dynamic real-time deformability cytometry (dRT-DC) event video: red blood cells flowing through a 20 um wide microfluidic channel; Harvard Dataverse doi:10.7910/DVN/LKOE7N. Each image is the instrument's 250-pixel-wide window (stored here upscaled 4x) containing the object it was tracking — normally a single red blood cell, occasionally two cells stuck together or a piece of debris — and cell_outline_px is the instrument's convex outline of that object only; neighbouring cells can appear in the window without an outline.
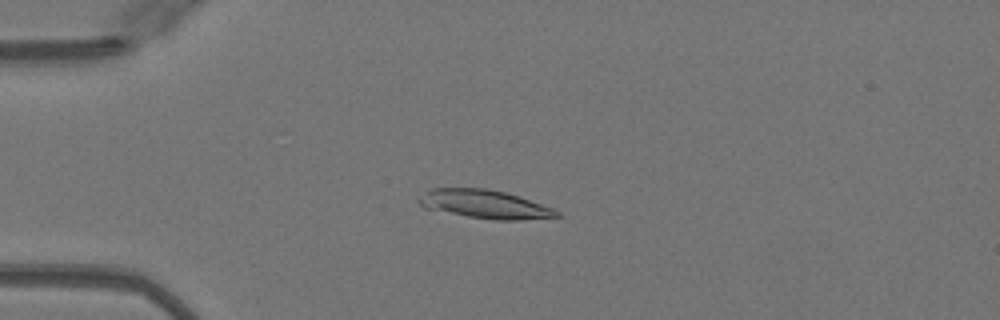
{"species": "Egyptian fruit bat (a non-hibernating species)", "species_latin": "Rousettus aegyptiacus", "temperature_condition": "warm", "stored_images_in_passage": 50, "camera_frame_rate_fps": 3000, "um_per_image_px": 0.085, "animal": {"sex": "female"}, "frame": {"image": 1, "passage_image": 13, "time_ms": 4.0, "image_size_px": [1000, 320], "cell_outline_px": [[560, 216], [520, 220], [496, 220], [468, 216], [424, 208], [416, 200], [416, 196], [432, 188], [484, 188], [504, 192], [556, 208], [560, 212]], "centroid_in_image_um": [41.18, 17.35], "position_along_channel_um": 43.8, "area_um2": 22.95}}
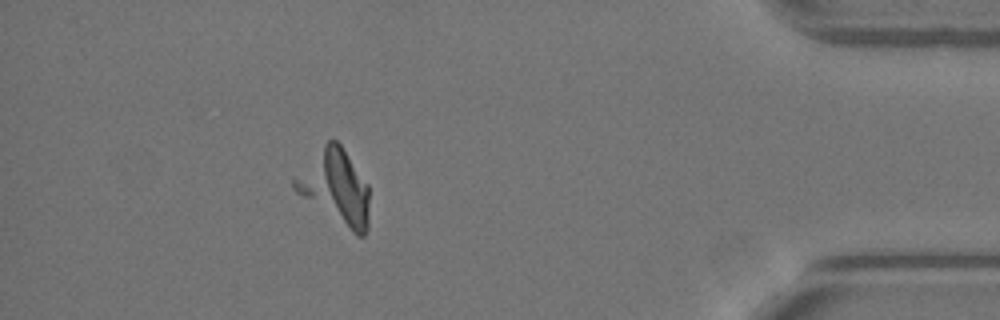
{"frame": {"image": 2, "passage_image": 45, "time_ms": 14.667, "image_size_px": [1000, 320], "cell_outline_px": [[368, 228], [364, 236], [356, 236], [296, 192], [292, 188], [292, 180], [324, 144], [328, 140], [336, 140], [340, 144], [368, 184]], "centroid_in_image_um": [28.52, 15.94], "position_along_channel_um": 406.7, "area_um2": 31.67}}